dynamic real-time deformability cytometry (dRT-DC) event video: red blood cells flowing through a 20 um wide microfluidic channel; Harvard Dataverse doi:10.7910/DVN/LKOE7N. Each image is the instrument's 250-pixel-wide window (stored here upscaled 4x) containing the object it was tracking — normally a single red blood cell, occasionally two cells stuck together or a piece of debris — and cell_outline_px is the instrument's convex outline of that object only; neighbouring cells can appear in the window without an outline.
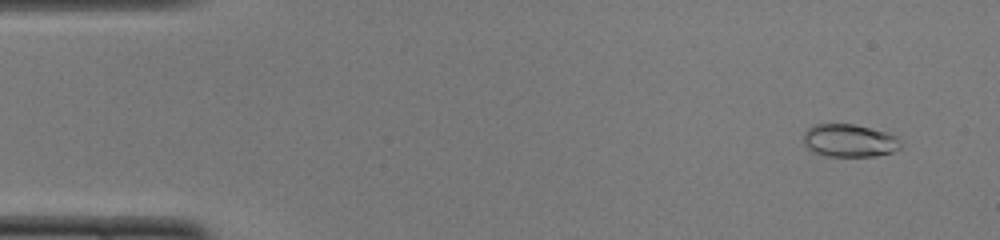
{"species": "common noctule bat (a hibernating species)", "species_latin": "Nyctalus noctula", "temperature_condition": "cold", "stored_images_in_passage": 51, "camera_frame_rate_fps": 3000, "um_per_image_px": 0.085, "animal": {"sex": "female", "body_mass_g": 22.0, "forearm_length_mm": 56.7}, "frame": {"image": 1, "passage_image": 4, "time_ms": 1.0, "image_size_px": [1000, 240], "cell_outline_px": [[900, 148], [892, 152], [876, 156], [828, 156], [812, 152], [804, 144], [804, 132], [812, 124], [852, 124], [884, 132], [896, 136], [900, 140]], "centroid_in_image_um": [72.16, 11.95], "position_along_channel_um": 12.8, "area_um2": 18.5}}
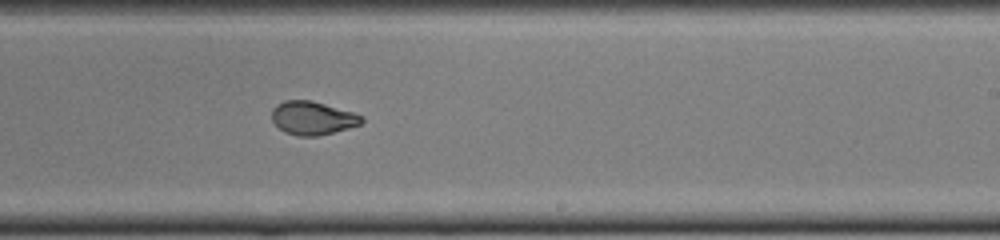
{"frame": {"image": 2, "passage_image": 31, "time_ms": 10.0, "image_size_px": [1000, 240], "cell_outline_px": [[364, 120], [360, 124], [348, 128], [316, 136], [296, 136], [284, 132], [272, 120], [272, 108], [276, 104], [284, 100], [312, 100], [352, 112], [364, 116]], "centroid_in_image_um": [26.55, 10.02], "position_along_channel_um": 262.5, "area_um2": 17.46}}
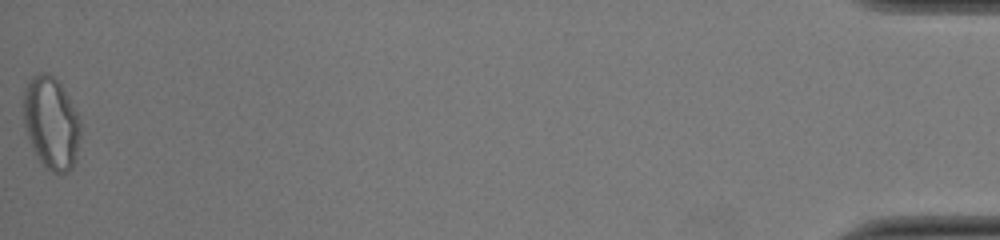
{"frame": {"image": 3, "passage_image": 51, "time_ms": 16.667, "image_size_px": [1000, 240], "cell_outline_px": [[80, 136], [76, 160], [72, 168], [68, 172], [52, 172], [40, 160], [28, 136], [24, 124], [24, 88], [32, 76], [40, 72], [44, 72], [52, 76], [60, 84], [76, 112], [80, 120]], "centroid_in_image_um": [4.36, 10.44], "position_along_channel_um": 430.8, "area_um2": 30.11}, "authors_computed_cell_mechanics": {"area_um2": 18.2648, "velocity_mm_per_s": 3.9921, "shape_relaxation_time_tau1_ms": 7.1276, "shape_relaxation_time_tau2_ms": 0.9123, "deformation_change_tau1": 0.2163, "deformation_change_tau2": 0.0537}}